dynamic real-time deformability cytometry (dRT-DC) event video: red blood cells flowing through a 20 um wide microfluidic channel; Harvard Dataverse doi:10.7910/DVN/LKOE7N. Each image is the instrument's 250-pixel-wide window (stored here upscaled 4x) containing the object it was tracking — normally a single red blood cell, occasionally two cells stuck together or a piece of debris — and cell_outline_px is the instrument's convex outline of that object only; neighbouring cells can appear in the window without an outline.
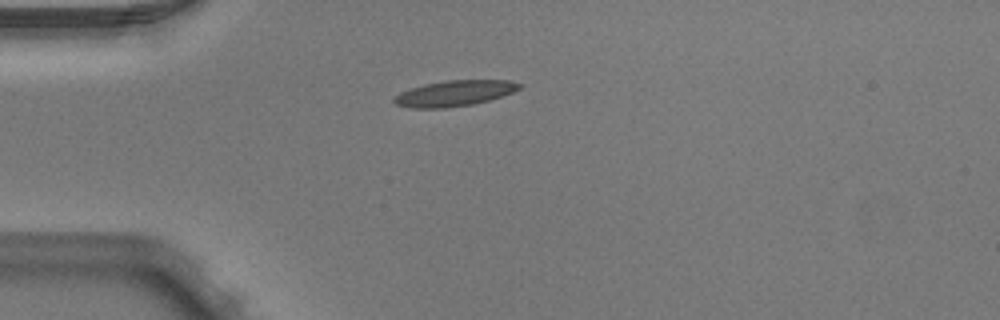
{"species": "Egyptian fruit bat (a non-hibernating species)", "species_latin": "Rousettus aegyptiacus", "temperature_condition": "warm", "stored_images_in_passage": 1, "camera_frame_rate_fps": 3000, "um_per_image_px": 0.085, "animal": {"sex": "male"}, "frame": {"image": 1, "passage_image": 1, "time_ms": 0.0, "image_size_px": [1000, 320], "cell_outline_px": [[524, 84], [520, 88], [512, 92], [488, 100], [472, 104], [444, 108], [412, 108], [396, 104], [392, 100], [400, 92], [424, 84], [448, 80], [508, 80]], "centroid_in_image_um": [38.63, 7.92], "position_along_channel_um": 46.4, "area_um2": 18.55}}